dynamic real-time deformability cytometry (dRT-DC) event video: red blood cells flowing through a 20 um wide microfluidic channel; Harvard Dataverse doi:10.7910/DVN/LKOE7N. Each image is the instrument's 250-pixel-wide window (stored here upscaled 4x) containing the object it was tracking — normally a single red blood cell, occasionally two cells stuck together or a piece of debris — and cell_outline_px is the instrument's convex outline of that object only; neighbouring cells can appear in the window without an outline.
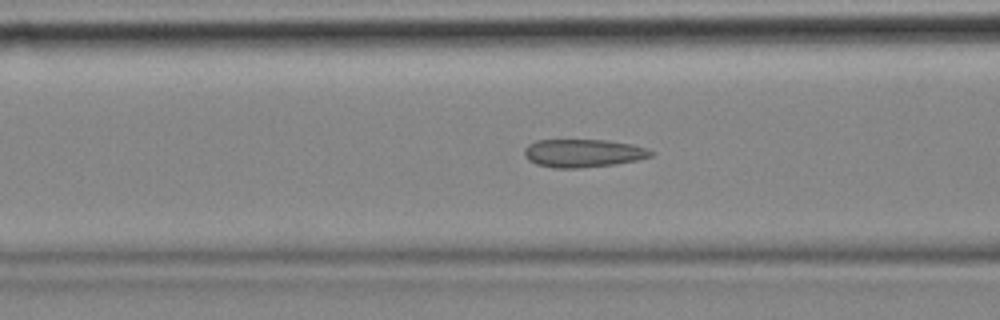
{"species": "common noctule bat (a hibernating species)", "species_latin": "Nyctalus noctula", "temperature_condition": "cold", "stored_images_in_passage": 40, "camera_frame_rate_fps": 3000, "um_per_image_px": 0.085, "animal": {"sex": "female", "body_mass_g": 18.4}, "frame": {"image": 1, "passage_image": 5, "time_ms": 1.333, "image_size_px": [1000, 320], "cell_outline_px": [[656, 152], [652, 156], [636, 160], [616, 164], [576, 168], [552, 168], [536, 164], [528, 160], [524, 156], [524, 148], [528, 144], [536, 140], [608, 140], [632, 144]], "centroid_in_image_um": [49.54, 13.02], "position_along_channel_um": 117.1, "area_um2": 20.81}}
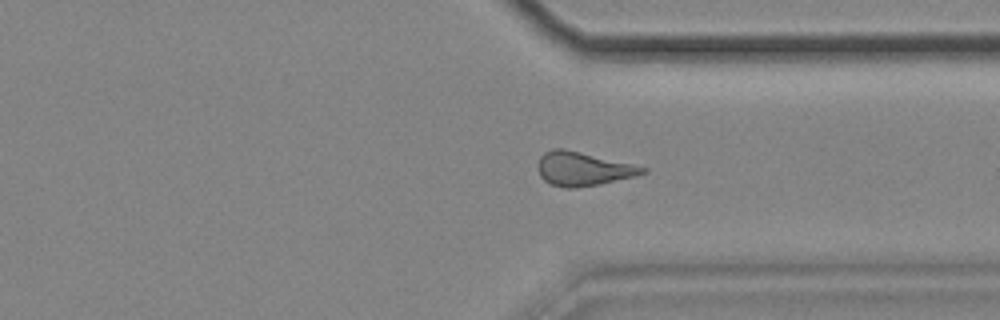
{"frame": {"image": 2, "passage_image": 26, "time_ms": 8.333, "image_size_px": [1000, 320], "cell_outline_px": [[648, 172], [636, 176], [600, 184], [576, 188], [564, 188], [552, 184], [544, 180], [540, 176], [540, 156], [544, 152], [552, 148], [564, 148], [632, 164], [648, 168]], "centroid_in_image_um": [49.58, 14.35], "position_along_channel_um": 361.8, "area_um2": 20.46}}
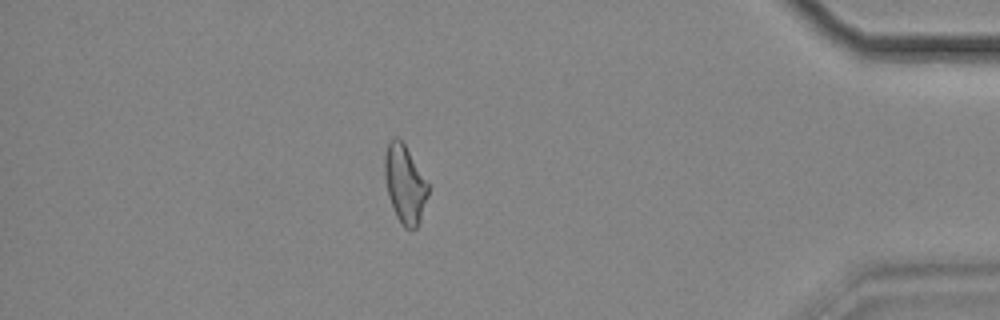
{"frame": {"image": 3, "passage_image": 33, "time_ms": 10.667, "image_size_px": [1000, 320], "cell_outline_px": [[428, 196], [420, 220], [416, 228], [404, 228], [400, 224], [392, 208], [388, 196], [384, 176], [384, 156], [388, 140], [392, 136], [396, 136], [404, 144], [428, 184]], "centroid_in_image_um": [34.37, 15.64], "position_along_channel_um": 400.8, "area_um2": 19.77}}